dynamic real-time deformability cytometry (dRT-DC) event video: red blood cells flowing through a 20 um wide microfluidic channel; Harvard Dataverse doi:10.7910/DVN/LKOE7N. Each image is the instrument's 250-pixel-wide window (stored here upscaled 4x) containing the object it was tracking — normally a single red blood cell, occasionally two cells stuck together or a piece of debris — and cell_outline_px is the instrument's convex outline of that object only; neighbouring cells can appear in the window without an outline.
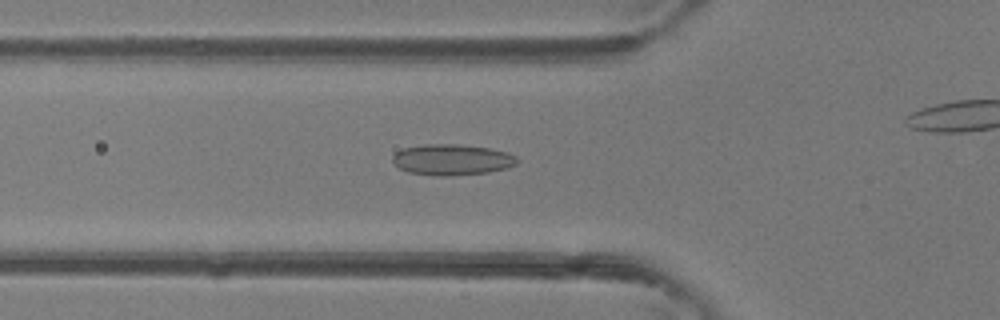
{"species": "common noctule bat (a hibernating species)", "species_latin": "Nyctalus noctula", "temperature_condition": "room temperature", "stored_images_in_passage": 31, "camera_frame_rate_fps": 3000, "um_per_image_px": 0.085, "animal": {"sex": "female"}, "frame": {"image": 1, "passage_image": 10, "time_ms": 3.0, "image_size_px": [1000, 320], "cell_outline_px": [[520, 160], [516, 164], [508, 168], [488, 172], [452, 176], [436, 176], [408, 172], [400, 168], [392, 160], [392, 156], [396, 152], [404, 148], [424, 144], [456, 144], [488, 148], [508, 152], [516, 156]], "centroid_in_image_um": [38.44, 13.58], "position_along_channel_um": 87.4, "area_um2": 22.54}}
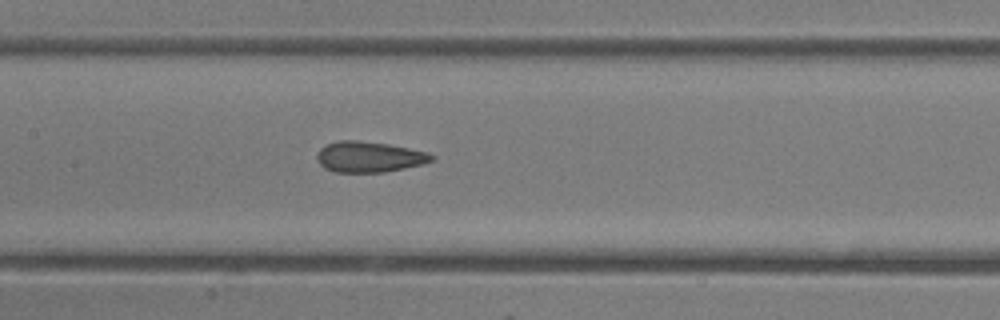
{"frame": {"image": 2, "passage_image": 16, "time_ms": 5.0, "image_size_px": [1000, 320], "cell_outline_px": [[436, 156], [432, 160], [424, 164], [384, 172], [336, 172], [324, 168], [320, 164], [316, 156], [320, 148], [328, 144], [340, 140], [356, 140], [388, 144], [428, 152]], "centroid_in_image_um": [31.39, 13.33], "position_along_channel_um": 176.0, "area_um2": 20.46}}
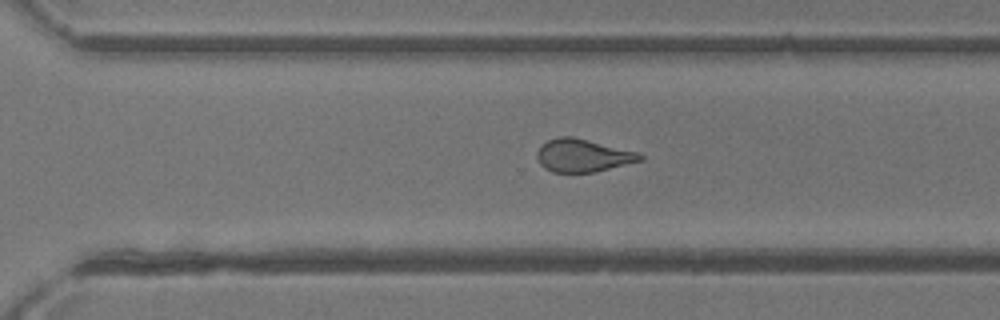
{"frame": {"image": 3, "passage_image": 26, "time_ms": 8.333, "image_size_px": [1000, 320], "cell_outline_px": [[644, 160], [596, 172], [552, 172], [544, 168], [540, 164], [536, 156], [536, 152], [540, 144], [548, 140], [560, 136], [572, 136], [640, 152], [644, 156]], "centroid_in_image_um": [49.55, 13.21], "position_along_channel_um": 321.0, "area_um2": 20.06}, "authors_computed_cell_mechanics": {"area_um2": 20.2878, "velocity_mm_per_s": 4.372, "shape_relaxation_time_tau1_ms": null, "shape_relaxation_time_tau2_ms": 1.254, "deformation_change_tau1": null, "deformation_change_tau2": 0.0797}}